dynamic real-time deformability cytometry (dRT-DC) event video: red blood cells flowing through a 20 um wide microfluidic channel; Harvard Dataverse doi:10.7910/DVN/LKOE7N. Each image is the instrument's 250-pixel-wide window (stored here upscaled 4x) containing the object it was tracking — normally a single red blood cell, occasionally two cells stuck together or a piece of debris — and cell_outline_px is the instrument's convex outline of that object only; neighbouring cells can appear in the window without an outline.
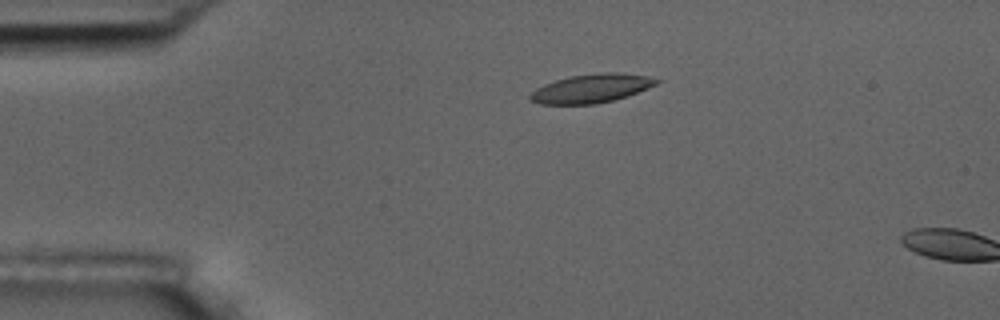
{"species": "common noctule bat (a hibernating species)", "species_latin": "Nyctalus noctula", "temperature_condition": "room temperature", "stored_images_in_passage": 2, "camera_frame_rate_fps": 3000, "um_per_image_px": 0.085, "animal": {"sex": "male", "body_mass_g": 17.5, "forearm_length_mm": 52.3}, "frame": {"image": 1, "passage_image": 1, "time_ms": 0.0, "image_size_px": [1000, 320], "cell_outline_px": [[664, 80], [648, 88], [628, 96], [596, 104], [540, 104], [528, 100], [528, 96], [536, 88], [544, 84], [556, 80], [572, 76], [600, 72], [616, 72], [648, 76]], "centroid_in_image_um": [50.28, 7.51], "position_along_channel_um": 34.7, "area_um2": 21.21}}